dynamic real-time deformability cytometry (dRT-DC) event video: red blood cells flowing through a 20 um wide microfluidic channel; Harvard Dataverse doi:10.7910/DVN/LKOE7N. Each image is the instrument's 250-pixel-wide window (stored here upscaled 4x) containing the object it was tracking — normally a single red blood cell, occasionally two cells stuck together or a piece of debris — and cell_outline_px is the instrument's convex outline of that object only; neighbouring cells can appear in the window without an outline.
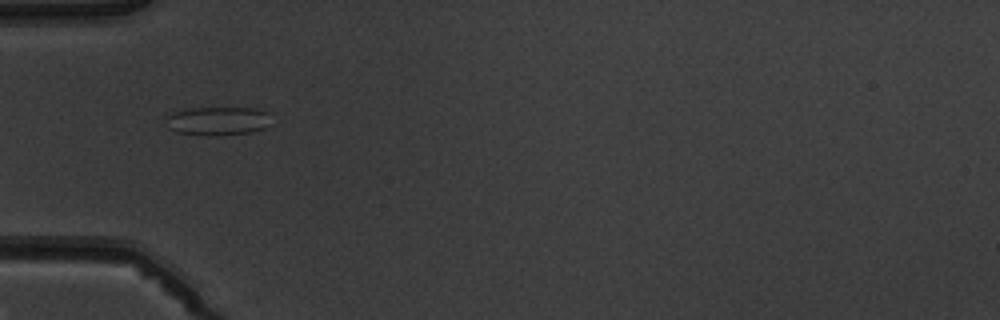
{"species": "common noctule bat (a hibernating species)", "species_latin": "Nyctalus noctula", "temperature_condition": "warm", "stored_images_in_passage": 4, "camera_frame_rate_fps": 3000, "um_per_image_px": 0.085, "animal": {"sex": "male", "body_mass_g": 19.5, "forearm_length_mm": 54.6}, "frame": {"image": 1, "passage_image": 1, "time_ms": 0.0, "image_size_px": [1000, 320], "cell_outline_px": [[268, 112], [264, 128], [252, 132], [216, 136], [208, 136], [176, 132], [168, 128], [164, 120], [172, 112], [188, 108], [260, 108]], "centroid_in_image_um": [18.43, 10.28], "position_along_channel_um": 66.6, "area_um2": 17.57}}
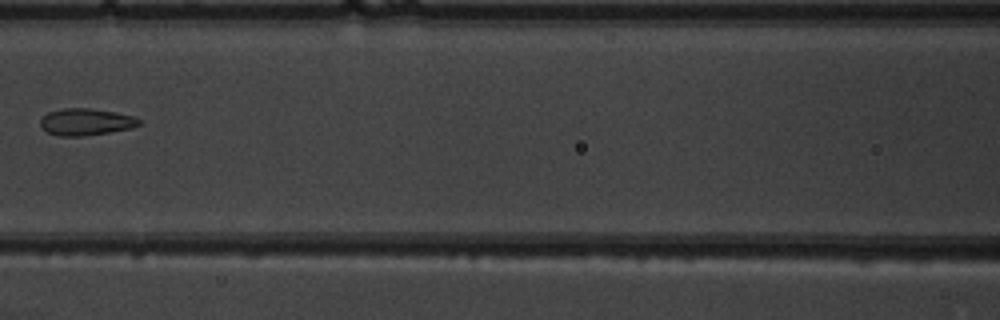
{"frame": {"image": 2, "passage_image": 3, "time_ms": 2.333, "image_size_px": [1000, 320], "cell_outline_px": [[144, 124], [132, 128], [108, 132], [80, 136], [60, 136], [48, 132], [40, 128], [40, 120], [48, 112], [64, 108], [92, 108], [116, 112], [132, 116], [140, 120]], "centroid_in_image_um": [7.31, 10.35], "position_along_channel_um": 159.3, "area_um2": 15.49}}
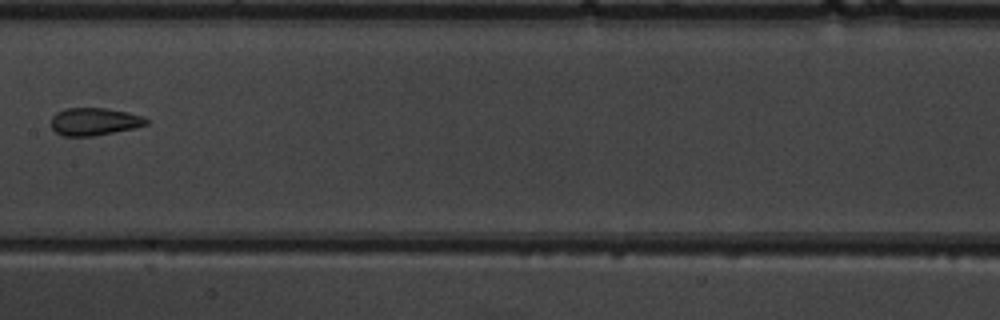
{"frame": {"image": 3, "passage_image": 4, "time_ms": 3.333, "image_size_px": [1000, 320], "cell_outline_px": [[148, 124], [132, 128], [92, 136], [64, 136], [56, 132], [52, 128], [52, 116], [56, 112], [68, 108], [108, 108], [128, 112], [144, 116], [148, 120]], "centroid_in_image_um": [8.02, 10.32], "position_along_channel_um": 199.4, "area_um2": 15.2}}